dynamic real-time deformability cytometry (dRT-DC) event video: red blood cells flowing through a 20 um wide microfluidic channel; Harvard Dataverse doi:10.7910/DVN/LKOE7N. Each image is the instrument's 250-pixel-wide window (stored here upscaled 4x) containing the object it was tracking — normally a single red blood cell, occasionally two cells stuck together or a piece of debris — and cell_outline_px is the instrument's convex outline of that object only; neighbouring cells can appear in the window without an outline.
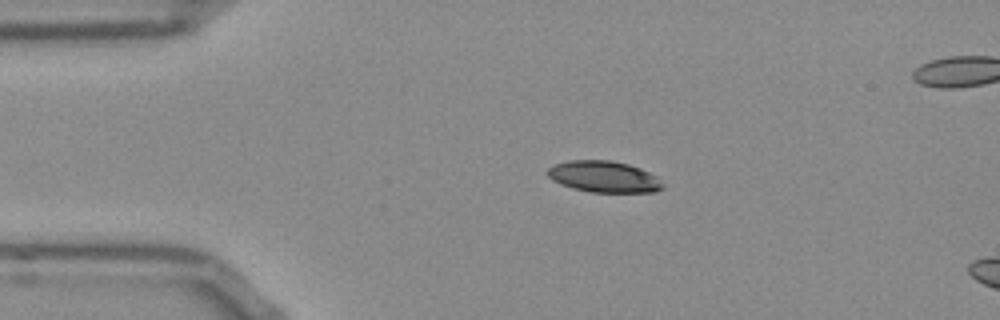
{"species": "Egyptian fruit bat (a non-hibernating species)", "species_latin": "Rousettus aegyptiacus", "temperature_condition": "room temperature", "stored_images_in_passage": 5, "camera_frame_rate_fps": 3000, "um_per_image_px": 0.085, "frame": {"image": 1, "passage_image": 1, "time_ms": 0.0, "image_size_px": [1000, 320], "cell_outline_px": [[664, 188], [656, 192], [588, 192], [572, 188], [560, 184], [552, 180], [548, 176], [548, 168], [552, 164], [568, 160], [612, 160], [628, 164], [640, 168], [656, 176], [664, 184]], "centroid_in_image_um": [51.32, 15.02], "position_along_channel_um": 33.7, "area_um2": 21.27}}